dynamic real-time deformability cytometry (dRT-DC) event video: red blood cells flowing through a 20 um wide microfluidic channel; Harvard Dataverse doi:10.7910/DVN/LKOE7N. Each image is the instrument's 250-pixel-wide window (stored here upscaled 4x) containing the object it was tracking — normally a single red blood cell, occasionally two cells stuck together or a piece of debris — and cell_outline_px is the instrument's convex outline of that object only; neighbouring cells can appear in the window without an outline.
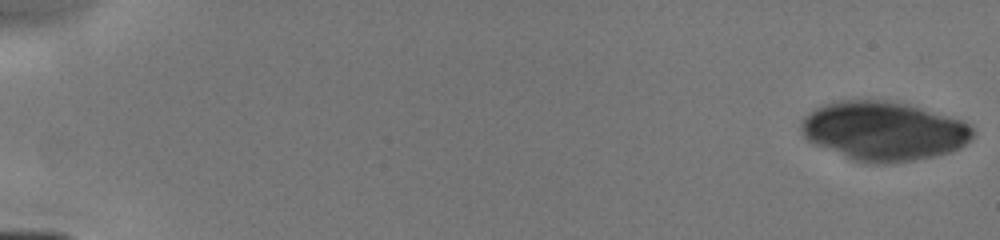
{"species": "human", "species_latin": "Homo sapiens", "temperature_condition": "cold", "stored_images_in_passage": 8, "camera_frame_rate_fps": 3000, "um_per_image_px": 0.085, "donor": {"sex": "male"}, "frame": {"image": 1, "passage_image": 1, "time_ms": 0.0, "image_size_px": [1000, 240], "cell_outline_px": [[976, 136], [972, 140], [960, 148], [952, 152], [936, 156], [912, 160], [884, 164], [872, 164], [852, 160], [816, 144], [808, 140], [800, 132], [800, 120], [808, 112], [824, 104], [840, 100], [888, 100], [908, 104], [964, 120], [976, 132]], "centroid_in_image_um": [75.14, 11.13], "position_along_channel_um": 9.9, "area_um2": 59.71}}